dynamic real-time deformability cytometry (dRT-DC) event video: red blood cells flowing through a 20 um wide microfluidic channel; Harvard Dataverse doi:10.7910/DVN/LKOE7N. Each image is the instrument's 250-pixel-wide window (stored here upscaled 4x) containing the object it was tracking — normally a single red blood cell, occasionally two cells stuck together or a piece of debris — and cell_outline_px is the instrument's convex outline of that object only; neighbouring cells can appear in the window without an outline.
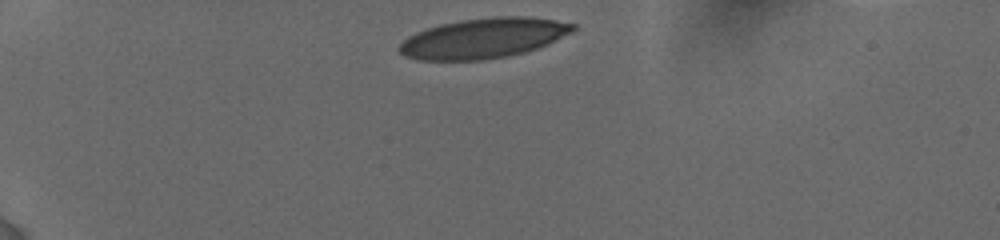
{"species": "human", "species_latin": "Homo sapiens", "temperature_condition": "cold", "stored_images_in_passage": 8, "camera_frame_rate_fps": 3000, "um_per_image_px": 0.085, "donor": {"sex": "female"}, "frame": {"image": 1, "passage_image": 1, "time_ms": 0.0, "image_size_px": [1000, 240], "cell_outline_px": [[576, 28], [572, 32], [548, 44], [524, 52], [508, 56], [484, 60], [416, 60], [404, 56], [396, 48], [408, 36], [416, 32], [440, 24], [460, 20], [496, 16], [528, 16], [576, 24]], "centroid_in_image_um": [41.07, 3.25], "position_along_channel_um": 43.9, "area_um2": 40.63}}
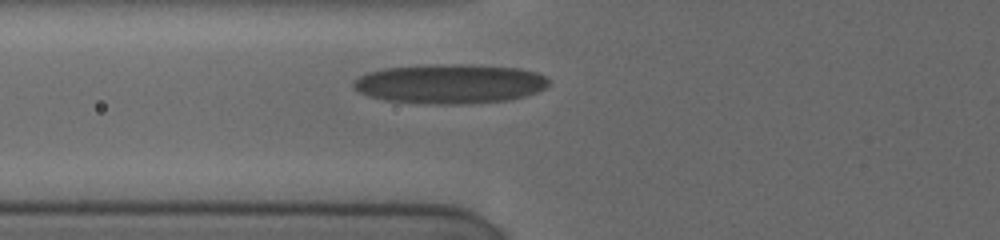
{"frame": {"image": 2, "passage_image": 6, "time_ms": 2.667, "image_size_px": [1000, 240], "cell_outline_px": [[548, 84], [544, 88], [536, 92], [524, 96], [508, 100], [460, 104], [436, 104], [384, 100], [368, 96], [360, 92], [352, 84], [360, 76], [368, 72], [384, 68], [424, 64], [472, 64], [520, 68], [536, 72], [544, 76], [548, 80]], "centroid_in_image_um": [38.24, 7.11], "position_along_channel_um": 87.6, "area_um2": 44.97}}
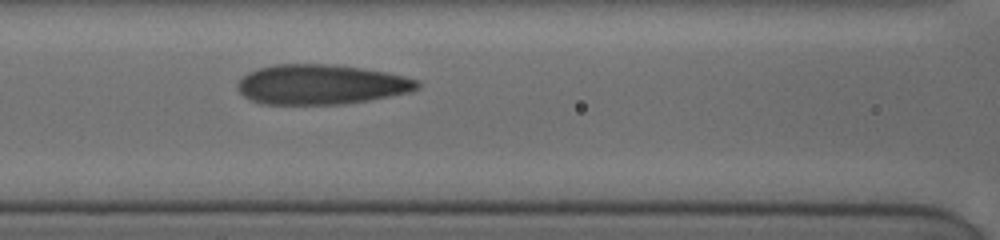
{"frame": {"image": 3, "passage_image": 8, "time_ms": 4.0, "image_size_px": [1000, 240], "cell_outline_px": [[420, 88], [412, 92], [368, 100], [340, 104], [264, 104], [252, 100], [244, 96], [236, 88], [236, 84], [248, 72], [256, 68], [276, 64], [332, 64], [388, 72], [404, 76], [416, 80], [420, 84]], "centroid_in_image_um": [27.29, 7.17], "position_along_channel_um": 139.3, "area_um2": 41.85}}